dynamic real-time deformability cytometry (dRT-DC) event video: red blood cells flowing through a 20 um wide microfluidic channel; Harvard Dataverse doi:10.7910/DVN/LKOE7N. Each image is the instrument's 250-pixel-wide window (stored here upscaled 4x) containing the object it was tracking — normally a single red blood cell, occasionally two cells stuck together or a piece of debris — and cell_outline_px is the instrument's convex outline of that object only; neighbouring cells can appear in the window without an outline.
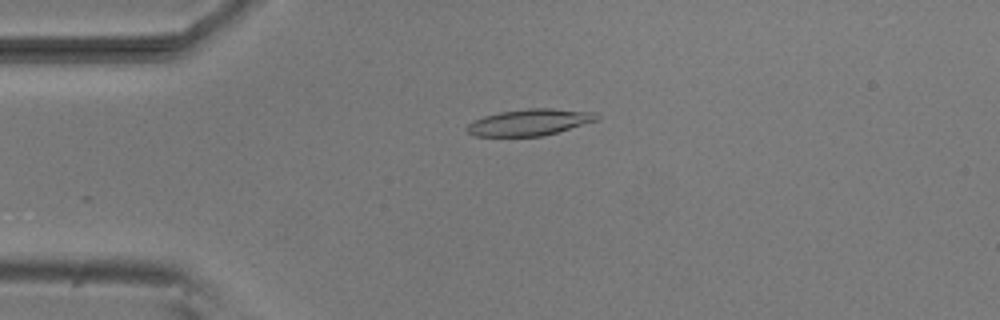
{"species": "common noctule bat (a hibernating species)", "species_latin": "Nyctalus noctula", "temperature_condition": "room temperature", "stored_images_in_passage": 53, "camera_frame_rate_fps": 3000, "um_per_image_px": 0.085, "animal": {"sex": "male", "body_mass_g": 20.5, "forearm_length_mm": 52.5}, "frame": {"image": 1, "passage_image": 12, "time_ms": 3.667, "image_size_px": [1000, 320], "cell_outline_px": [[600, 120], [544, 136], [476, 136], [468, 132], [464, 128], [468, 124], [484, 116], [500, 112], [528, 108], [552, 108], [596, 112], [600, 116]], "centroid_in_image_um": [45.08, 10.39], "position_along_channel_um": 39.9, "area_um2": 20.17}}
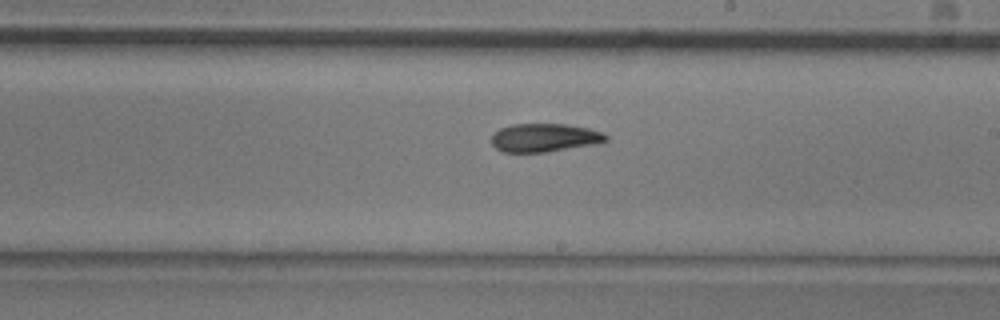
{"frame": {"image": 2, "passage_image": 30, "time_ms": 9.667, "image_size_px": [1000, 320], "cell_outline_px": [[608, 140], [592, 144], [548, 152], [504, 152], [496, 148], [492, 144], [492, 136], [500, 128], [512, 124], [564, 124], [588, 128], [600, 132], [608, 136]], "centroid_in_image_um": [46.25, 11.7], "position_along_channel_um": 242.7, "area_um2": 18.67}}
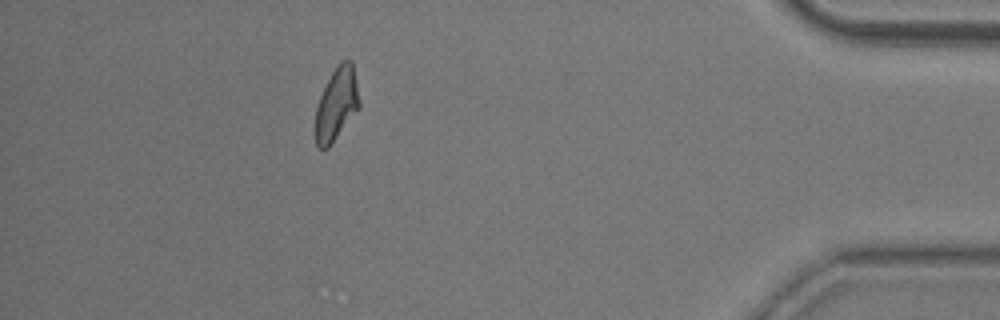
{"frame": {"image": 3, "passage_image": 47, "time_ms": 15.333, "image_size_px": [1000, 320], "cell_outline_px": [[360, 108], [328, 148], [320, 148], [316, 144], [316, 108], [320, 96], [332, 72], [340, 60], [352, 60], [360, 100]], "centroid_in_image_um": [28.63, 8.83], "position_along_channel_um": 406.6, "area_um2": 18.5}, "authors_computed_cell_mechanics": {"area_um2": 19.2474, "velocity_mm_per_s": 3.79, "shape_relaxation_time_tau1_ms": 4.8077, "shape_relaxation_time_tau2_ms": 5.8567, "deformation_change_tau1": 0.1595, "deformation_change_tau2": 0.1158}}